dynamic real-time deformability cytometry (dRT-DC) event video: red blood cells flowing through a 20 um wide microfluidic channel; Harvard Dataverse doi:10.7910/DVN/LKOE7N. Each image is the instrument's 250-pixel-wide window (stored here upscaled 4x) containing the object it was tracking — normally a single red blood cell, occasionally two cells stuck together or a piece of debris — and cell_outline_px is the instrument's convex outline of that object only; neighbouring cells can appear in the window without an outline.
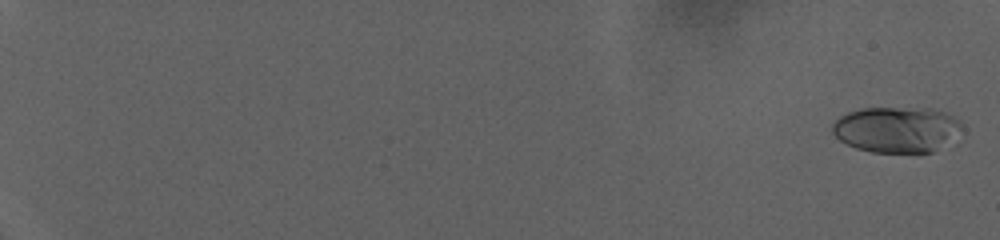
{"species": "human", "species_latin": "Homo sapiens", "temperature_condition": "warm", "stored_images_in_passage": 78, "camera_frame_rate_fps": 3000, "um_per_image_px": 0.085, "donor": {"sex": "female"}, "frame": {"image": 1, "passage_image": 2, "time_ms": 0.333, "image_size_px": [1000, 240], "cell_outline_px": [[964, 128], [932, 152], [872, 152], [856, 148], [840, 140], [832, 132], [832, 124], [840, 116], [848, 112], [864, 108], [928, 108], [944, 112], [960, 120]], "centroid_in_image_um": [76.19, 10.99], "position_along_channel_um": 8.8, "area_um2": 34.22}}
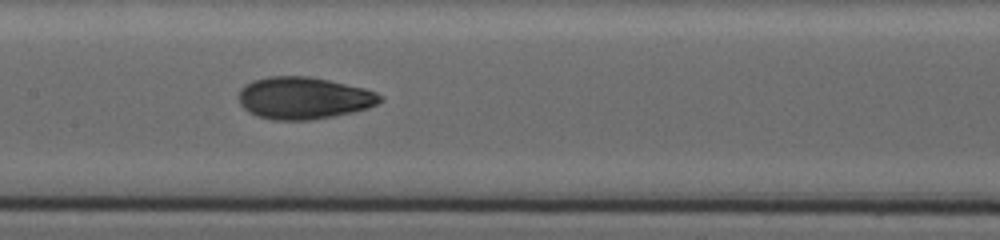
{"frame": {"image": 2, "passage_image": 49, "time_ms": 16.0, "image_size_px": [1000, 240], "cell_outline_px": [[384, 100], [368, 108], [352, 112], [312, 120], [272, 120], [256, 116], [248, 112], [240, 104], [240, 92], [248, 84], [256, 80], [272, 76], [304, 76], [328, 80], [364, 88], [376, 92], [384, 96]], "centroid_in_image_um": [25.86, 8.35], "position_along_channel_um": 181.5, "area_um2": 34.39}}
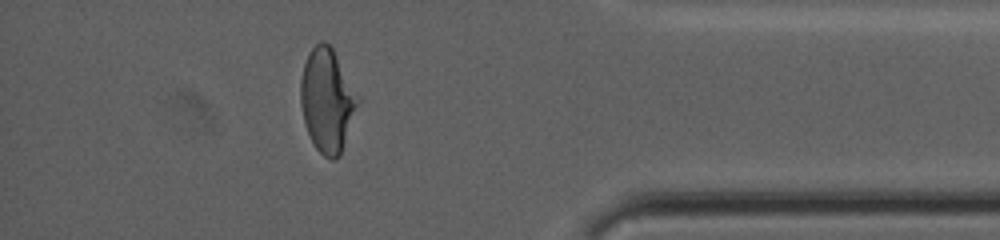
{"frame": {"image": 3, "passage_image": 76, "time_ms": 25.0, "image_size_px": [1000, 240], "cell_outline_px": [[360, 100], [340, 156], [336, 160], [332, 160], [324, 156], [316, 148], [304, 124], [300, 104], [300, 80], [304, 64], [308, 52], [320, 40], [324, 40], [332, 48]], "centroid_in_image_um": [27.79, 8.54], "position_along_channel_um": 407.4, "area_um2": 34.28}}